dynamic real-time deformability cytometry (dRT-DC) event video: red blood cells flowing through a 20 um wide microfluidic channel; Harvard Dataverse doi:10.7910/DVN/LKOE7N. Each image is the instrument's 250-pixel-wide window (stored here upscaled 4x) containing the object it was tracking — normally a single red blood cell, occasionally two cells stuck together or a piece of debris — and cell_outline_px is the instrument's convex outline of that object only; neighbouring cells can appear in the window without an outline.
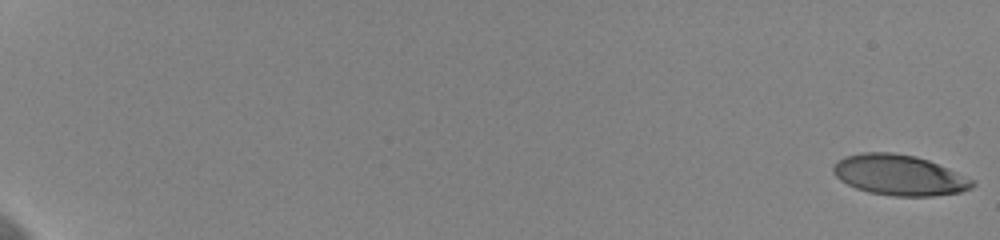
{"species": "human", "species_latin": "Homo sapiens", "temperature_condition": "cold", "stored_images_in_passage": 60, "camera_frame_rate_fps": 3000, "um_per_image_px": 0.085, "donor": {"sex": "female"}, "frame": {"image": 1, "passage_image": 1, "time_ms": 0.0, "image_size_px": [1000, 240], "cell_outline_px": [[976, 184], [972, 188], [960, 192], [932, 196], [892, 196], [868, 192], [856, 188], [840, 180], [832, 172], [832, 168], [836, 160], [844, 156], [860, 152], [892, 152], [916, 156], [928, 160], [948, 168], [976, 180]], "centroid_in_image_um": [76.43, 14.88], "position_along_channel_um": 8.6, "area_um2": 33.18}}
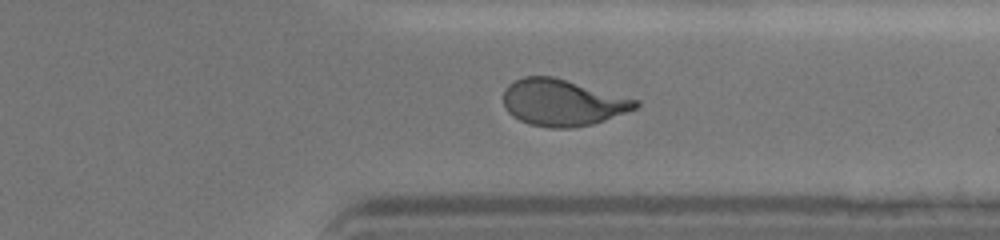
{"frame": {"image": 2, "passage_image": 49, "time_ms": 16.0, "image_size_px": [1000, 240], "cell_outline_px": [[640, 104], [636, 108], [604, 120], [592, 124], [572, 128], [552, 128], [528, 124], [512, 116], [508, 112], [504, 104], [504, 88], [508, 84], [524, 76], [552, 76], [640, 100]], "centroid_in_image_um": [47.8, 8.72], "position_along_channel_um": 363.6, "area_um2": 35.78}}
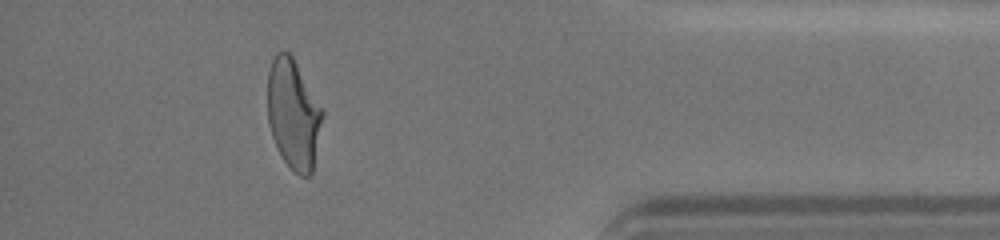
{"frame": {"image": 3, "passage_image": 55, "time_ms": 18.0, "image_size_px": [1000, 240], "cell_outline_px": [[324, 112], [312, 172], [308, 176], [300, 176], [284, 160], [272, 136], [268, 124], [268, 72], [272, 60], [276, 52], [288, 52], [292, 56], [324, 108]], "centroid_in_image_um": [24.95, 9.67], "position_along_channel_um": 410.2, "area_um2": 34.97}, "authors_computed_cell_mechanics": {"area_um2": 35.2002, "velocity_mm_per_s": 3.6192, "shape_relaxation_time_tau1_ms": 5.6732, "shape_relaxation_time_tau2_ms": 1.2353, "deformation_change_tau1": 0.203, "deformation_change_tau2": 0.0825}}